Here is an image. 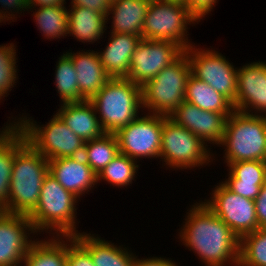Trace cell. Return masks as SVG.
Instances as JSON below:
<instances>
[{
	"label": "cell",
	"instance_id": "4dcf8cb0",
	"mask_svg": "<svg viewBox=\"0 0 266 266\" xmlns=\"http://www.w3.org/2000/svg\"><path fill=\"white\" fill-rule=\"evenodd\" d=\"M137 161L119 153L98 175L97 183L106 181L113 187H126L135 181L139 171Z\"/></svg>",
	"mask_w": 266,
	"mask_h": 266
},
{
	"label": "cell",
	"instance_id": "603a6c76",
	"mask_svg": "<svg viewBox=\"0 0 266 266\" xmlns=\"http://www.w3.org/2000/svg\"><path fill=\"white\" fill-rule=\"evenodd\" d=\"M8 121L0 130V210L7 213L15 152L27 141L24 133L15 125V119Z\"/></svg>",
	"mask_w": 266,
	"mask_h": 266
},
{
	"label": "cell",
	"instance_id": "4316f807",
	"mask_svg": "<svg viewBox=\"0 0 266 266\" xmlns=\"http://www.w3.org/2000/svg\"><path fill=\"white\" fill-rule=\"evenodd\" d=\"M67 259V236L37 239L27 252L26 266H65Z\"/></svg>",
	"mask_w": 266,
	"mask_h": 266
},
{
	"label": "cell",
	"instance_id": "9a60e30c",
	"mask_svg": "<svg viewBox=\"0 0 266 266\" xmlns=\"http://www.w3.org/2000/svg\"><path fill=\"white\" fill-rule=\"evenodd\" d=\"M234 110L266 116V61L243 65L237 71V94Z\"/></svg>",
	"mask_w": 266,
	"mask_h": 266
},
{
	"label": "cell",
	"instance_id": "8992f818",
	"mask_svg": "<svg viewBox=\"0 0 266 266\" xmlns=\"http://www.w3.org/2000/svg\"><path fill=\"white\" fill-rule=\"evenodd\" d=\"M191 64L184 52L172 64L141 86L143 110L169 116L184 100Z\"/></svg>",
	"mask_w": 266,
	"mask_h": 266
},
{
	"label": "cell",
	"instance_id": "d6986e66",
	"mask_svg": "<svg viewBox=\"0 0 266 266\" xmlns=\"http://www.w3.org/2000/svg\"><path fill=\"white\" fill-rule=\"evenodd\" d=\"M73 61L77 72L79 94L90 101L111 79L102 66L97 50H81L76 53L66 52Z\"/></svg>",
	"mask_w": 266,
	"mask_h": 266
},
{
	"label": "cell",
	"instance_id": "d590c367",
	"mask_svg": "<svg viewBox=\"0 0 266 266\" xmlns=\"http://www.w3.org/2000/svg\"><path fill=\"white\" fill-rule=\"evenodd\" d=\"M216 3H218V0H185L183 5L200 22L205 16L211 14L210 12L216 6Z\"/></svg>",
	"mask_w": 266,
	"mask_h": 266
},
{
	"label": "cell",
	"instance_id": "4fadbf2b",
	"mask_svg": "<svg viewBox=\"0 0 266 266\" xmlns=\"http://www.w3.org/2000/svg\"><path fill=\"white\" fill-rule=\"evenodd\" d=\"M183 53L184 49L174 42L142 38L132 54L126 79L143 86Z\"/></svg>",
	"mask_w": 266,
	"mask_h": 266
},
{
	"label": "cell",
	"instance_id": "1f68e13d",
	"mask_svg": "<svg viewBox=\"0 0 266 266\" xmlns=\"http://www.w3.org/2000/svg\"><path fill=\"white\" fill-rule=\"evenodd\" d=\"M238 266H266V228L240 238Z\"/></svg>",
	"mask_w": 266,
	"mask_h": 266
},
{
	"label": "cell",
	"instance_id": "b9f144b4",
	"mask_svg": "<svg viewBox=\"0 0 266 266\" xmlns=\"http://www.w3.org/2000/svg\"><path fill=\"white\" fill-rule=\"evenodd\" d=\"M8 266H26L24 260L23 261H20L18 263H15V264H11V265H8Z\"/></svg>",
	"mask_w": 266,
	"mask_h": 266
},
{
	"label": "cell",
	"instance_id": "836d02e7",
	"mask_svg": "<svg viewBox=\"0 0 266 266\" xmlns=\"http://www.w3.org/2000/svg\"><path fill=\"white\" fill-rule=\"evenodd\" d=\"M65 266H95L90 254L74 239V236H67Z\"/></svg>",
	"mask_w": 266,
	"mask_h": 266
},
{
	"label": "cell",
	"instance_id": "f35d334b",
	"mask_svg": "<svg viewBox=\"0 0 266 266\" xmlns=\"http://www.w3.org/2000/svg\"><path fill=\"white\" fill-rule=\"evenodd\" d=\"M134 266H178L174 260L170 258L162 257H148V258H138V255L135 257Z\"/></svg>",
	"mask_w": 266,
	"mask_h": 266
},
{
	"label": "cell",
	"instance_id": "7a4b0ae2",
	"mask_svg": "<svg viewBox=\"0 0 266 266\" xmlns=\"http://www.w3.org/2000/svg\"><path fill=\"white\" fill-rule=\"evenodd\" d=\"M79 198L67 191L50 173L43 182L39 202L28 215L35 231L51 236H75Z\"/></svg>",
	"mask_w": 266,
	"mask_h": 266
},
{
	"label": "cell",
	"instance_id": "cb8c5ba5",
	"mask_svg": "<svg viewBox=\"0 0 266 266\" xmlns=\"http://www.w3.org/2000/svg\"><path fill=\"white\" fill-rule=\"evenodd\" d=\"M151 1L114 0L110 2L106 15L107 22L112 19L110 32L133 34L142 38V27Z\"/></svg>",
	"mask_w": 266,
	"mask_h": 266
},
{
	"label": "cell",
	"instance_id": "8fae6325",
	"mask_svg": "<svg viewBox=\"0 0 266 266\" xmlns=\"http://www.w3.org/2000/svg\"><path fill=\"white\" fill-rule=\"evenodd\" d=\"M144 113L115 133L119 153L138 163L141 158L159 159L161 152L163 115Z\"/></svg>",
	"mask_w": 266,
	"mask_h": 266
},
{
	"label": "cell",
	"instance_id": "7c38bea8",
	"mask_svg": "<svg viewBox=\"0 0 266 266\" xmlns=\"http://www.w3.org/2000/svg\"><path fill=\"white\" fill-rule=\"evenodd\" d=\"M203 203L212 210L240 239L258 229L254 200L229 190L222 182L215 185Z\"/></svg>",
	"mask_w": 266,
	"mask_h": 266
},
{
	"label": "cell",
	"instance_id": "e0dca14e",
	"mask_svg": "<svg viewBox=\"0 0 266 266\" xmlns=\"http://www.w3.org/2000/svg\"><path fill=\"white\" fill-rule=\"evenodd\" d=\"M49 173L69 192L79 199L97 185V174L83 156L48 160ZM84 194V195H83Z\"/></svg>",
	"mask_w": 266,
	"mask_h": 266
},
{
	"label": "cell",
	"instance_id": "3957f363",
	"mask_svg": "<svg viewBox=\"0 0 266 266\" xmlns=\"http://www.w3.org/2000/svg\"><path fill=\"white\" fill-rule=\"evenodd\" d=\"M48 173V160L26 141L15 152L8 213L29 215L39 202L42 182Z\"/></svg>",
	"mask_w": 266,
	"mask_h": 266
},
{
	"label": "cell",
	"instance_id": "2e32d148",
	"mask_svg": "<svg viewBox=\"0 0 266 266\" xmlns=\"http://www.w3.org/2000/svg\"><path fill=\"white\" fill-rule=\"evenodd\" d=\"M175 124L187 128L205 144L219 145L225 131L227 117L223 113L204 111L183 101L169 116Z\"/></svg>",
	"mask_w": 266,
	"mask_h": 266
},
{
	"label": "cell",
	"instance_id": "f1b7e54d",
	"mask_svg": "<svg viewBox=\"0 0 266 266\" xmlns=\"http://www.w3.org/2000/svg\"><path fill=\"white\" fill-rule=\"evenodd\" d=\"M118 154L115 134L105 133L102 137L85 142L82 156L98 175Z\"/></svg>",
	"mask_w": 266,
	"mask_h": 266
},
{
	"label": "cell",
	"instance_id": "8d00e7d4",
	"mask_svg": "<svg viewBox=\"0 0 266 266\" xmlns=\"http://www.w3.org/2000/svg\"><path fill=\"white\" fill-rule=\"evenodd\" d=\"M258 229L266 228V182L260 189V193L254 200Z\"/></svg>",
	"mask_w": 266,
	"mask_h": 266
},
{
	"label": "cell",
	"instance_id": "d4e9b609",
	"mask_svg": "<svg viewBox=\"0 0 266 266\" xmlns=\"http://www.w3.org/2000/svg\"><path fill=\"white\" fill-rule=\"evenodd\" d=\"M106 24L107 19L103 13L80 6L68 9V37L73 36L84 44H93L103 38Z\"/></svg>",
	"mask_w": 266,
	"mask_h": 266
},
{
	"label": "cell",
	"instance_id": "9c48e42d",
	"mask_svg": "<svg viewBox=\"0 0 266 266\" xmlns=\"http://www.w3.org/2000/svg\"><path fill=\"white\" fill-rule=\"evenodd\" d=\"M198 21L184 5L164 3L152 0L144 19L142 38L149 40L171 41L184 50L193 43L188 39V25Z\"/></svg>",
	"mask_w": 266,
	"mask_h": 266
},
{
	"label": "cell",
	"instance_id": "ba28073f",
	"mask_svg": "<svg viewBox=\"0 0 266 266\" xmlns=\"http://www.w3.org/2000/svg\"><path fill=\"white\" fill-rule=\"evenodd\" d=\"M211 147L190 130L163 115L160 161L166 168L191 170L209 166L214 161Z\"/></svg>",
	"mask_w": 266,
	"mask_h": 266
},
{
	"label": "cell",
	"instance_id": "5bb4252c",
	"mask_svg": "<svg viewBox=\"0 0 266 266\" xmlns=\"http://www.w3.org/2000/svg\"><path fill=\"white\" fill-rule=\"evenodd\" d=\"M38 235L28 215L0 212V266H8L25 259ZM30 238V239H29ZM33 238V240H32Z\"/></svg>",
	"mask_w": 266,
	"mask_h": 266
},
{
	"label": "cell",
	"instance_id": "44dd1931",
	"mask_svg": "<svg viewBox=\"0 0 266 266\" xmlns=\"http://www.w3.org/2000/svg\"><path fill=\"white\" fill-rule=\"evenodd\" d=\"M60 105L56 115L83 141L87 142L105 134L95 107L90 101Z\"/></svg>",
	"mask_w": 266,
	"mask_h": 266
},
{
	"label": "cell",
	"instance_id": "ffe728a7",
	"mask_svg": "<svg viewBox=\"0 0 266 266\" xmlns=\"http://www.w3.org/2000/svg\"><path fill=\"white\" fill-rule=\"evenodd\" d=\"M109 37L103 51H97L102 66L111 78H126L132 54L142 38L133 34L111 32Z\"/></svg>",
	"mask_w": 266,
	"mask_h": 266
},
{
	"label": "cell",
	"instance_id": "30bf717a",
	"mask_svg": "<svg viewBox=\"0 0 266 266\" xmlns=\"http://www.w3.org/2000/svg\"><path fill=\"white\" fill-rule=\"evenodd\" d=\"M197 47L194 43L184 50L191 64V74L198 80L206 82L234 104L237 94L238 68L219 51L213 48Z\"/></svg>",
	"mask_w": 266,
	"mask_h": 266
},
{
	"label": "cell",
	"instance_id": "6da1fadb",
	"mask_svg": "<svg viewBox=\"0 0 266 266\" xmlns=\"http://www.w3.org/2000/svg\"><path fill=\"white\" fill-rule=\"evenodd\" d=\"M198 202L187 210L179 241L205 266H238L240 239L202 200Z\"/></svg>",
	"mask_w": 266,
	"mask_h": 266
},
{
	"label": "cell",
	"instance_id": "5b68a950",
	"mask_svg": "<svg viewBox=\"0 0 266 266\" xmlns=\"http://www.w3.org/2000/svg\"><path fill=\"white\" fill-rule=\"evenodd\" d=\"M224 147V163L266 161V116L234 110L227 118L224 136L218 147Z\"/></svg>",
	"mask_w": 266,
	"mask_h": 266
},
{
	"label": "cell",
	"instance_id": "74e56055",
	"mask_svg": "<svg viewBox=\"0 0 266 266\" xmlns=\"http://www.w3.org/2000/svg\"><path fill=\"white\" fill-rule=\"evenodd\" d=\"M70 6H80L103 13L105 16L108 13L110 2L108 0H71Z\"/></svg>",
	"mask_w": 266,
	"mask_h": 266
},
{
	"label": "cell",
	"instance_id": "e575fe53",
	"mask_svg": "<svg viewBox=\"0 0 266 266\" xmlns=\"http://www.w3.org/2000/svg\"><path fill=\"white\" fill-rule=\"evenodd\" d=\"M2 10L0 9V23L17 20V14L30 10L29 0H0ZM6 10V11H5Z\"/></svg>",
	"mask_w": 266,
	"mask_h": 266
},
{
	"label": "cell",
	"instance_id": "83f0119b",
	"mask_svg": "<svg viewBox=\"0 0 266 266\" xmlns=\"http://www.w3.org/2000/svg\"><path fill=\"white\" fill-rule=\"evenodd\" d=\"M68 8L65 5L30 8L36 26L45 39L64 38L68 35Z\"/></svg>",
	"mask_w": 266,
	"mask_h": 266
},
{
	"label": "cell",
	"instance_id": "7402d4cb",
	"mask_svg": "<svg viewBox=\"0 0 266 266\" xmlns=\"http://www.w3.org/2000/svg\"><path fill=\"white\" fill-rule=\"evenodd\" d=\"M74 239L90 254L95 266H134L136 253L106 241L97 234L80 232Z\"/></svg>",
	"mask_w": 266,
	"mask_h": 266
},
{
	"label": "cell",
	"instance_id": "ab89813d",
	"mask_svg": "<svg viewBox=\"0 0 266 266\" xmlns=\"http://www.w3.org/2000/svg\"><path fill=\"white\" fill-rule=\"evenodd\" d=\"M66 0H29L30 8L66 5Z\"/></svg>",
	"mask_w": 266,
	"mask_h": 266
},
{
	"label": "cell",
	"instance_id": "52a82bcc",
	"mask_svg": "<svg viewBox=\"0 0 266 266\" xmlns=\"http://www.w3.org/2000/svg\"><path fill=\"white\" fill-rule=\"evenodd\" d=\"M22 113L15 125L24 133L26 140L47 160L76 157L83 153L85 141L77 136L56 115L45 125H38L33 118Z\"/></svg>",
	"mask_w": 266,
	"mask_h": 266
},
{
	"label": "cell",
	"instance_id": "277c9868",
	"mask_svg": "<svg viewBox=\"0 0 266 266\" xmlns=\"http://www.w3.org/2000/svg\"><path fill=\"white\" fill-rule=\"evenodd\" d=\"M105 133L115 134L144 112L141 86L126 78H111L90 100Z\"/></svg>",
	"mask_w": 266,
	"mask_h": 266
},
{
	"label": "cell",
	"instance_id": "ac0fdd59",
	"mask_svg": "<svg viewBox=\"0 0 266 266\" xmlns=\"http://www.w3.org/2000/svg\"><path fill=\"white\" fill-rule=\"evenodd\" d=\"M226 166L228 178L221 182L232 192L255 200L266 182V161H238Z\"/></svg>",
	"mask_w": 266,
	"mask_h": 266
},
{
	"label": "cell",
	"instance_id": "f546056e",
	"mask_svg": "<svg viewBox=\"0 0 266 266\" xmlns=\"http://www.w3.org/2000/svg\"><path fill=\"white\" fill-rule=\"evenodd\" d=\"M55 70V87L59 93L60 103L86 101L80 94L72 58L65 52L58 58Z\"/></svg>",
	"mask_w": 266,
	"mask_h": 266
},
{
	"label": "cell",
	"instance_id": "60d3db41",
	"mask_svg": "<svg viewBox=\"0 0 266 266\" xmlns=\"http://www.w3.org/2000/svg\"><path fill=\"white\" fill-rule=\"evenodd\" d=\"M156 1L164 2V3L183 5L185 0H156Z\"/></svg>",
	"mask_w": 266,
	"mask_h": 266
},
{
	"label": "cell",
	"instance_id": "484cf974",
	"mask_svg": "<svg viewBox=\"0 0 266 266\" xmlns=\"http://www.w3.org/2000/svg\"><path fill=\"white\" fill-rule=\"evenodd\" d=\"M185 101L204 111L223 113L227 118L234 111L233 104L225 96L192 74L186 83Z\"/></svg>",
	"mask_w": 266,
	"mask_h": 266
},
{
	"label": "cell",
	"instance_id": "d6a6232c",
	"mask_svg": "<svg viewBox=\"0 0 266 266\" xmlns=\"http://www.w3.org/2000/svg\"><path fill=\"white\" fill-rule=\"evenodd\" d=\"M16 50L14 43L0 45V102L9 95L17 83Z\"/></svg>",
	"mask_w": 266,
	"mask_h": 266
}]
</instances>
